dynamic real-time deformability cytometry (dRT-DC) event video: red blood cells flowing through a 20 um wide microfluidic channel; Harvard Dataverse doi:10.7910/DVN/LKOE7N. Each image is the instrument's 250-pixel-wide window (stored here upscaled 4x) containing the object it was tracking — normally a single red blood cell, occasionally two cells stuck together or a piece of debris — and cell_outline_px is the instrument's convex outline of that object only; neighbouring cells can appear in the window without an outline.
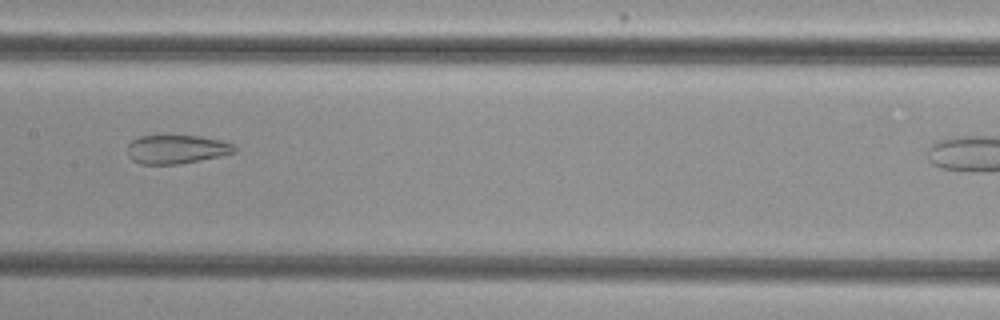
{"species": "common noctule bat (a hibernating species)", "species_latin": "Nyctalus noctula", "temperature_condition": "cold", "stored_images_in_passage": 30, "camera_frame_rate_fps": 3000, "um_per_image_px": 0.085, "animal": {"sex": "female", "body_mass_g": 29.2, "forearm_length_mm": 56.3}, "frame": {"image": 1, "passage_image": 16, "time_ms": 5.0, "image_size_px": [1000, 320], "cell_outline_px": [[236, 152], [220, 156], [176, 164], [140, 164], [132, 160], [128, 156], [128, 144], [132, 140], [140, 136], [200, 136], [220, 140], [232, 144], [236, 148]], "centroid_in_image_um": [14.98, 12.69], "position_along_channel_um": 192.4, "area_um2": 17.74}}
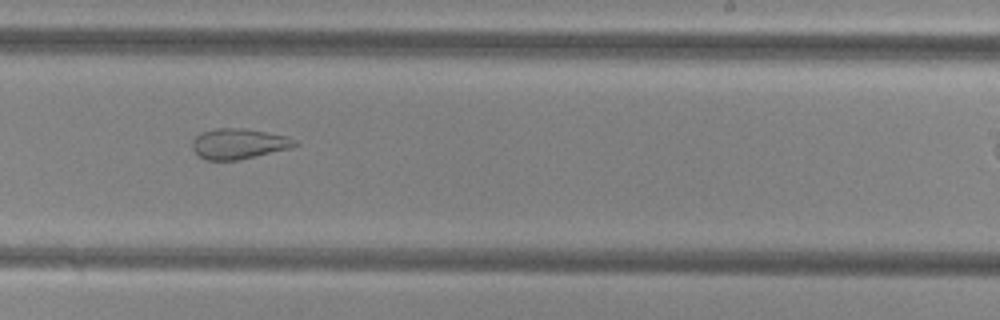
{"frame": {"image": 2, "passage_image": 22, "time_ms": 7.0, "image_size_px": [1000, 320], "cell_outline_px": [[300, 144], [292, 148], [240, 160], [204, 160], [192, 148], [192, 140], [200, 132], [216, 128], [244, 128], [288, 136], [300, 140]], "centroid_in_image_um": [20.35, 12.22], "position_along_channel_um": 268.7, "area_um2": 18.55}}
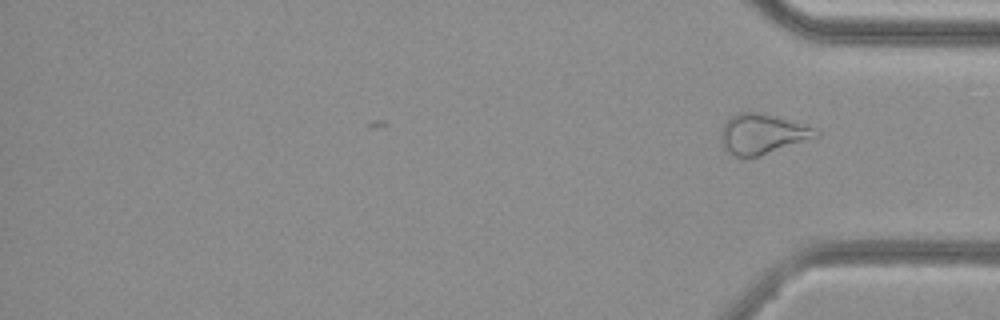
{"frame": {"image": 3, "passage_image": 30, "time_ms": 9.667, "image_size_px": [1000, 320], "cell_outline_px": [[820, 136], [756, 156], [736, 156], [728, 152], [724, 148], [720, 136], [720, 132], [724, 124], [732, 116], [740, 112], [764, 112], [812, 128], [820, 132]], "centroid_in_image_um": [64.76, 11.37], "position_along_channel_um": 370.4, "area_um2": 21.62}, "authors_computed_cell_mechanics": {"area_um2": 19.9988, "velocity_mm_per_s": 3.8303, "shape_relaxation_time_tau1_ms": null, "shape_relaxation_time_tau2_ms": 2.4248, "deformation_change_tau1": null, "deformation_change_tau2": 0.1091}}